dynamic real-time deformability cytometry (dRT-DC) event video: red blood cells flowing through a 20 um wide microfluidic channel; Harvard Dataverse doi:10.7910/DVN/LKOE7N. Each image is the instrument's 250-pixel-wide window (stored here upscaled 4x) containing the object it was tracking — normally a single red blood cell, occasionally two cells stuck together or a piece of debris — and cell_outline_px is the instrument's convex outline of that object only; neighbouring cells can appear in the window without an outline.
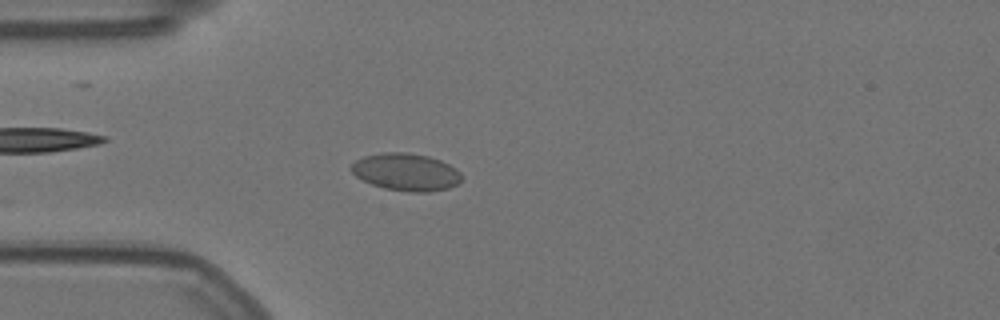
{"species": "Egyptian fruit bat (a non-hibernating species)", "species_latin": "Rousettus aegyptiacus", "temperature_condition": "warm", "stored_images_in_passage": 47, "camera_frame_rate_fps": 3000, "um_per_image_px": 0.085, "animal": {"sex": "female"}, "frame": {"image": 1, "passage_image": 5, "time_ms": 1.333, "image_size_px": [1000, 320], "cell_outline_px": [[460, 184], [448, 188], [428, 192], [412, 192], [384, 188], [372, 184], [356, 176], [348, 168], [356, 160], [364, 156], [384, 152], [408, 152], [428, 156], [440, 160], [456, 168], [460, 172]], "centroid_in_image_um": [34.51, 14.62], "position_along_channel_um": 50.5, "area_um2": 24.04}}
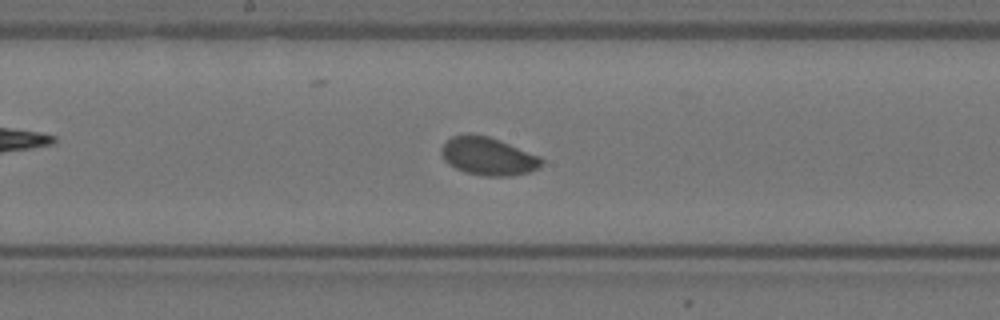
{"frame": {"image": 2, "passage_image": 19, "time_ms": 6.0, "image_size_px": [1000, 320], "cell_outline_px": [[544, 164], [540, 168], [528, 172], [512, 176], [484, 176], [464, 172], [448, 164], [444, 160], [440, 152], [440, 148], [452, 136], [468, 132], [472, 132], [488, 136], [500, 140], [540, 156], [544, 160]], "centroid_in_image_um": [41.49, 13.27], "position_along_channel_um": 206.7, "area_um2": 22.6}}
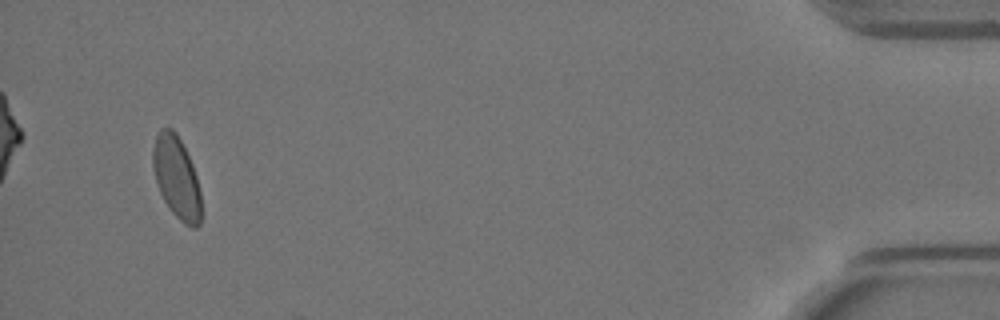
{"frame": {"image": 3, "passage_image": 44, "time_ms": 14.333, "image_size_px": [1000, 320], "cell_outline_px": [[200, 224], [196, 228], [192, 228], [184, 224], [172, 212], [164, 200], [156, 184], [152, 168], [152, 148], [156, 136], [160, 128], [172, 128], [176, 132], [192, 164], [196, 176], [200, 192]], "centroid_in_image_um": [14.98, 15.08], "position_along_channel_um": 420.2, "area_um2": 23.06}, "authors_computed_cell_mechanics": {"area_um2": 22.6576, "velocity_mm_per_s": 3.5191, "shape_relaxation_time_tau1_ms": 1.9359, "shape_relaxation_time_tau2_ms": null, "deformation_change_tau1": 0.0362, "deformation_change_tau2": null}}